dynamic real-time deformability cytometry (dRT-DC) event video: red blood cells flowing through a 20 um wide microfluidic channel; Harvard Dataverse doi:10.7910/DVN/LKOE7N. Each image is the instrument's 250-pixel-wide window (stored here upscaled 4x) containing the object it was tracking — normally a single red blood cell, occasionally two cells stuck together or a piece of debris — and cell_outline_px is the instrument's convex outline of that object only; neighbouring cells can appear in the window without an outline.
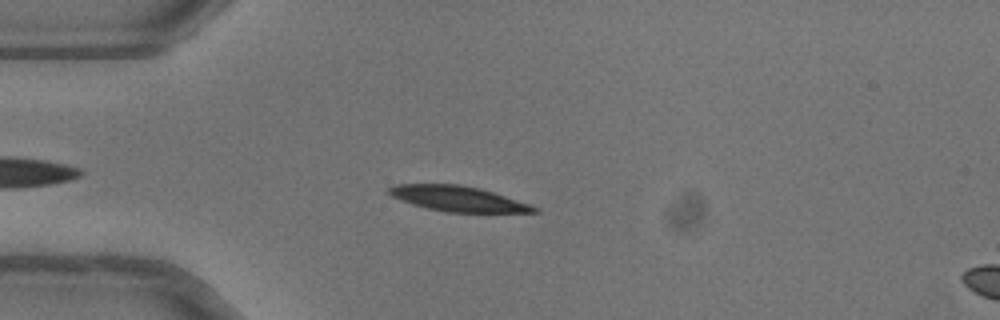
{"species": "common noctule bat (a hibernating species)", "species_latin": "Nyctalus noctula", "temperature_condition": "warm", "stored_images_in_passage": 34, "camera_frame_rate_fps": 3000, "um_per_image_px": 0.085, "animal": {"sex": "female"}, "frame": {"image": 1, "passage_image": 6, "time_ms": 1.667, "image_size_px": [1000, 320], "cell_outline_px": [[540, 212], [444, 212], [412, 204], [400, 200], [392, 196], [388, 192], [388, 188], [396, 184], [460, 184], [480, 188], [540, 208]], "centroid_in_image_um": [38.9, 16.89], "position_along_channel_um": 46.1, "area_um2": 21.15}}
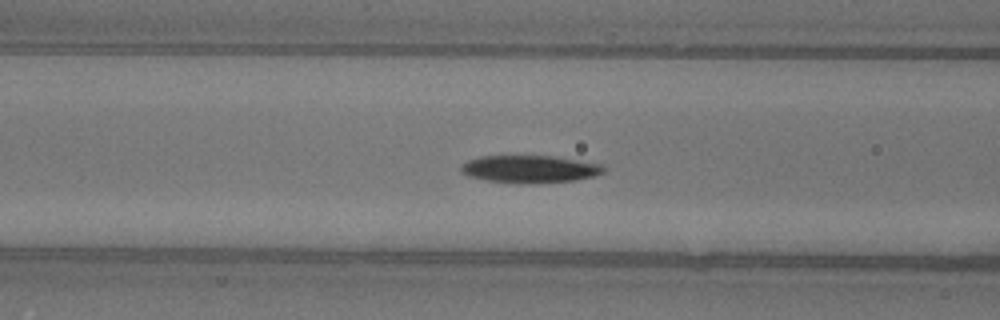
{"frame": {"image": 2, "passage_image": 13, "time_ms": 4.0, "image_size_px": [1000, 320], "cell_outline_px": [[604, 172], [592, 176], [576, 180], [528, 184], [516, 184], [484, 180], [468, 176], [460, 172], [460, 168], [468, 160], [480, 156], [556, 156], [604, 164]], "centroid_in_image_um": [45.03, 14.38], "position_along_channel_um": 121.6, "area_um2": 23.12}}
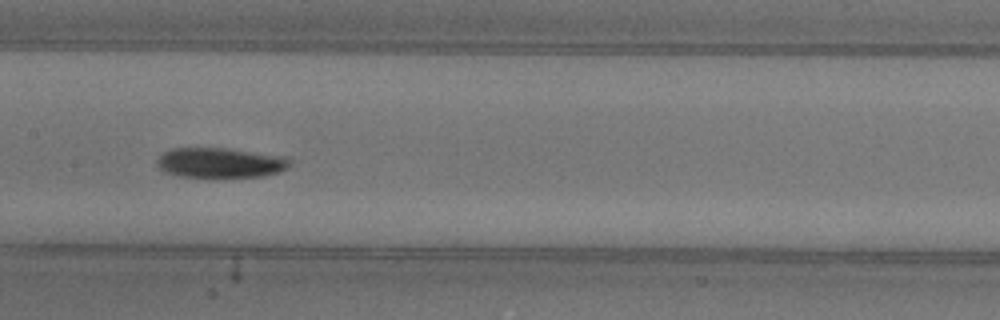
{"frame": {"image": 3, "passage_image": 18, "time_ms": 5.667, "image_size_px": [1000, 320], "cell_outline_px": [[292, 160], [288, 168], [280, 172], [264, 176], [176, 176], [164, 172], [156, 164], [156, 160], [164, 152], [172, 148], [228, 148], [284, 156]], "centroid_in_image_um": [18.73, 13.82], "position_along_channel_um": 188.7, "area_um2": 23.18}, "authors_computed_cell_mechanics": {"area_um2": 23.0911, "velocity_mm_per_s": 4.0156, "shape_relaxation_time_tau1_ms": 4.2216, "shape_relaxation_time_tau2_ms": null, "deformation_change_tau1": 0.169, "deformation_change_tau2": null}}